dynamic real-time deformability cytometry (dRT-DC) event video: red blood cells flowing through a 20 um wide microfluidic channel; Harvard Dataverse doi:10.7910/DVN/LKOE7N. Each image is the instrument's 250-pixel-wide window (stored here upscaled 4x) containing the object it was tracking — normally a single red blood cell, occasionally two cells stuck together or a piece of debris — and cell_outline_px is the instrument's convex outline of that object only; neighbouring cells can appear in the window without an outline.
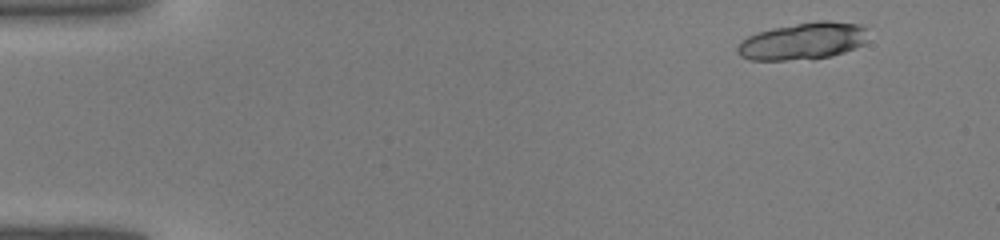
{"species": "common noctule bat (a hibernating species)", "species_latin": "Nyctalus noctula", "temperature_condition": "warm", "stored_images_in_passage": 43, "segment_of_instrument_passage": [1, 2], "camera_frame_rate_fps": 3000, "um_per_image_px": 0.085, "animal": {"sex": "male", "body_mass_g": 19.0, "forearm_length_mm": 50.8}, "frame": {"image": 1, "passage_image": 4, "time_ms": 1.0, "image_size_px": [1000, 240], "cell_outline_px": [[868, 28], [864, 44], [856, 48], [832, 56], [784, 60], [748, 60], [740, 56], [736, 52], [736, 48], [740, 40], [756, 32], [772, 28], [816, 20], [828, 20], [860, 24]], "centroid_in_image_um": [68.23, 3.48], "position_along_channel_um": 16.8, "area_um2": 28.5}}
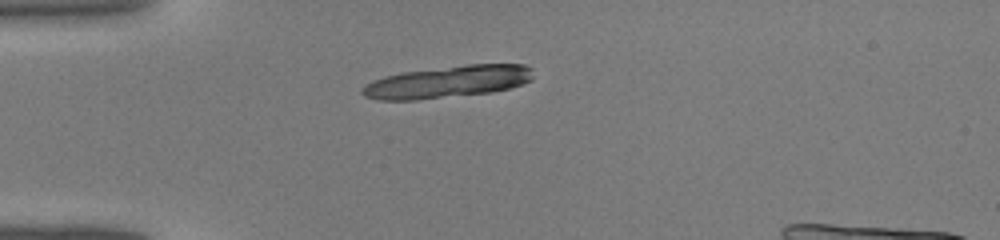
{"frame": {"image": 2, "passage_image": 12, "time_ms": 3.667, "image_size_px": [1000, 240], "cell_outline_px": [[532, 80], [524, 84], [492, 92], [416, 100], [376, 100], [364, 96], [360, 92], [360, 88], [364, 84], [372, 80], [384, 76], [404, 72], [468, 64], [524, 64], [532, 68]], "centroid_in_image_um": [38.02, 6.96], "position_along_channel_um": 47.0, "area_um2": 32.08}}